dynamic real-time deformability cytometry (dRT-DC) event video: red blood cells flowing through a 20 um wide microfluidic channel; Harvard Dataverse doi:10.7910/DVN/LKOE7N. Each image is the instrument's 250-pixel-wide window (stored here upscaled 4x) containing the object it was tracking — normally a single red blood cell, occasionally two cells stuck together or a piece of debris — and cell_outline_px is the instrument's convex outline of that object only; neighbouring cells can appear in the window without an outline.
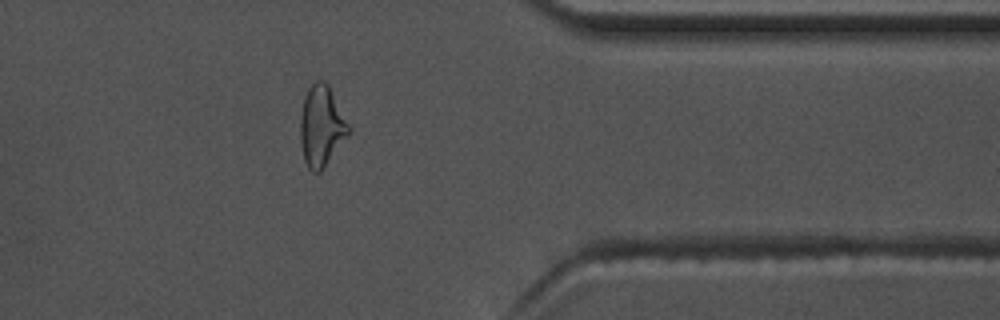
{"species": "common noctule bat (a hibernating species)", "species_latin": "Nyctalus noctula", "temperature_condition": "warm", "stored_images_in_passage": 40, "camera_frame_rate_fps": 3000, "um_per_image_px": 0.085, "animal": {"sex": "male", "body_mass_g": 17.5, "forearm_length_mm": 52.3}, "frame": {"image": 1, "passage_image": 29, "time_ms": 9.333, "image_size_px": [1000, 320], "cell_outline_px": [[352, 132], [320, 172], [312, 172], [308, 168], [304, 160], [300, 140], [300, 116], [304, 96], [308, 88], [316, 80], [324, 80], [328, 84], [352, 128]], "centroid_in_image_um": [27.34, 10.71], "position_along_channel_um": 384.1, "area_um2": 23.12}, "authors_computed_cell_mechanics": {"area_um2": 21.2993, "velocity_mm_per_s": 3.7246, "shape_relaxation_time_tau1_ms": 6.1552, "shape_relaxation_time_tau2_ms": 2.0764, "deformation_change_tau1": 0.211, "deformation_change_tau2": 0.1044}}